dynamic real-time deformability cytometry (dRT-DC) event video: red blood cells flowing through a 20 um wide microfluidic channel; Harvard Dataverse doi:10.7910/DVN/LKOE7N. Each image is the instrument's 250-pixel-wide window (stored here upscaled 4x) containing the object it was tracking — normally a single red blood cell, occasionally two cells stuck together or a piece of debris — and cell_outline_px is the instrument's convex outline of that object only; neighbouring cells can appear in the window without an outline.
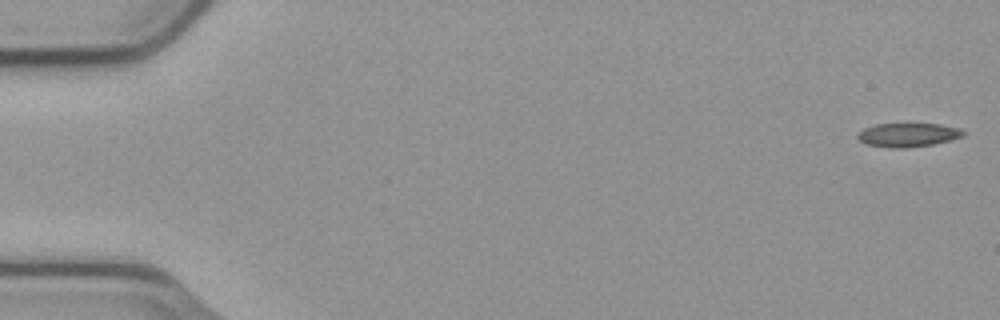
{"species": "common noctule bat (a hibernating species)", "species_latin": "Nyctalus noctula", "temperature_condition": "cold", "stored_images_in_passage": 55, "camera_frame_rate_fps": 3000, "um_per_image_px": 0.085, "animal": {"sex": "male", "body_mass_g": 23.1, "forearm_length_mm": 52.7}, "frame": {"image": 1, "passage_image": 1, "time_ms": 0.0, "image_size_px": [1000, 320], "cell_outline_px": [[968, 132], [964, 136], [932, 144], [900, 148], [892, 148], [868, 144], [860, 140], [856, 136], [864, 128], [876, 124], [940, 124], [960, 128]], "centroid_in_image_um": [77.22, 11.45], "position_along_channel_um": 7.8, "area_um2": 14.45}}
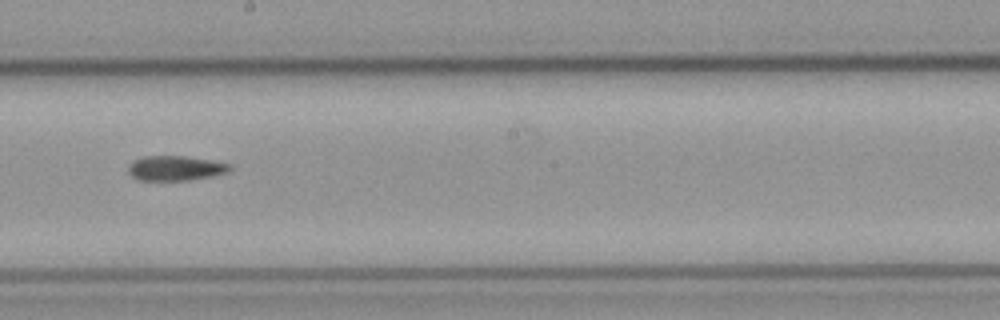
{"frame": {"image": 2, "passage_image": 31, "time_ms": 10.0, "image_size_px": [1000, 320], "cell_outline_px": [[232, 168], [228, 172], [188, 180], [136, 180], [128, 172], [128, 164], [132, 160], [144, 156], [184, 156], [208, 160], [228, 164]], "centroid_in_image_um": [14.82, 14.29], "position_along_channel_um": 233.4, "area_um2": 14.51}}
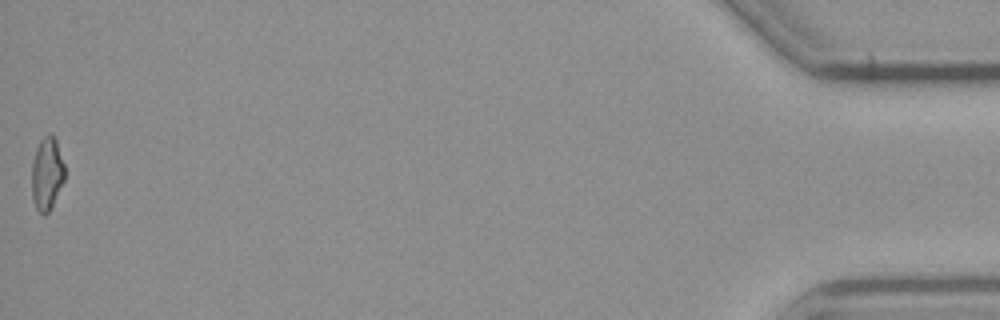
{"frame": {"image": 3, "passage_image": 55, "time_ms": 18.0, "image_size_px": [1000, 320], "cell_outline_px": [[64, 180], [48, 212], [44, 216], [36, 208], [32, 200], [32, 164], [36, 148], [40, 140], [48, 132], [56, 136], [64, 164]], "centroid_in_image_um": [3.98, 14.71], "position_along_channel_um": 431.2, "area_um2": 14.05}}